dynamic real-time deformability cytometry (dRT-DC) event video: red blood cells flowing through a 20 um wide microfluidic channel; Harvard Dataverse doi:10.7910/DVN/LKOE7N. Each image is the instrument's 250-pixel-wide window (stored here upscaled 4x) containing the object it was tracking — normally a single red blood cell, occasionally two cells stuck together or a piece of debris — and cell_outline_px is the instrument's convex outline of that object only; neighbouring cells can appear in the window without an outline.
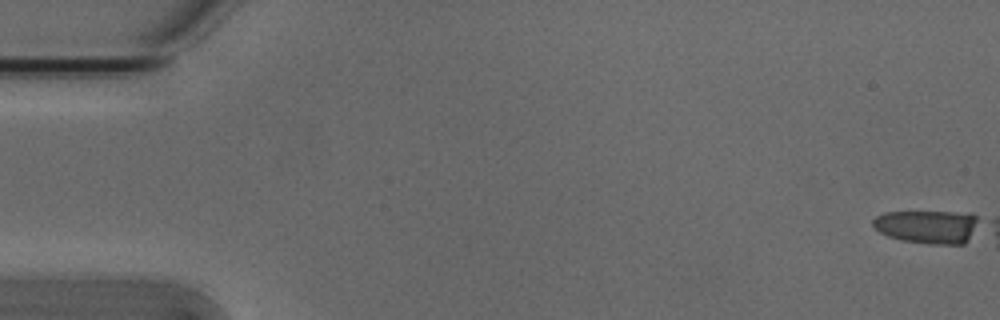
{"species": "Egyptian fruit bat (a non-hibernating species)", "species_latin": "Rousettus aegyptiacus", "temperature_condition": "cold", "stored_images_in_passage": 5, "camera_frame_rate_fps": 3000, "um_per_image_px": 0.085, "animal": {"sex": "male"}, "frame": {"image": 1, "passage_image": 1, "time_ms": 0.0, "image_size_px": [1000, 320], "cell_outline_px": [[980, 220], [968, 240], [964, 244], [928, 244], [904, 240], [888, 236], [880, 232], [872, 224], [872, 220], [876, 216], [884, 212], [972, 212], [980, 216]], "centroid_in_image_um": [78.89, 19.25], "position_along_channel_um": 6.1, "area_um2": 20.75}}